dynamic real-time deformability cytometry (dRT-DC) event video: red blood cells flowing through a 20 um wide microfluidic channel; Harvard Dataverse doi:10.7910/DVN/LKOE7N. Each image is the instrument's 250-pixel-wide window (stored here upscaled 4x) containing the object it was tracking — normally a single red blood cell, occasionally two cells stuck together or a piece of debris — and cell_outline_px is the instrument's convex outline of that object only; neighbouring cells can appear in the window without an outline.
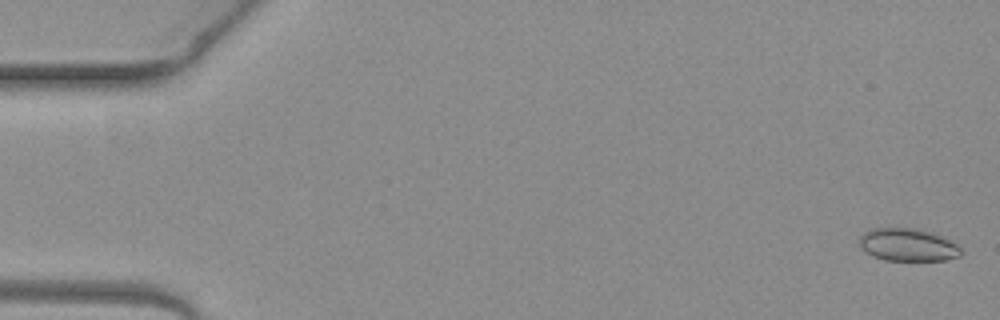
{"species": "common noctule bat (a hibernating species)", "species_latin": "Nyctalus noctula", "temperature_condition": "warm", "stored_images_in_passage": 5, "camera_frame_rate_fps": 3000, "um_per_image_px": 0.085, "animal": {"sex": "female", "body_mass_g": 19.3, "forearm_length_mm": 54.1}, "frame": {"image": 1, "passage_image": 1, "time_ms": 0.0, "image_size_px": [1000, 320], "cell_outline_px": [[960, 256], [944, 260], [884, 260], [872, 256], [860, 248], [860, 236], [864, 232], [872, 228], [920, 228], [944, 236], [956, 244], [960, 248]], "centroid_in_image_um": [77.15, 20.8], "position_along_channel_um": 7.8, "area_um2": 19.48}}
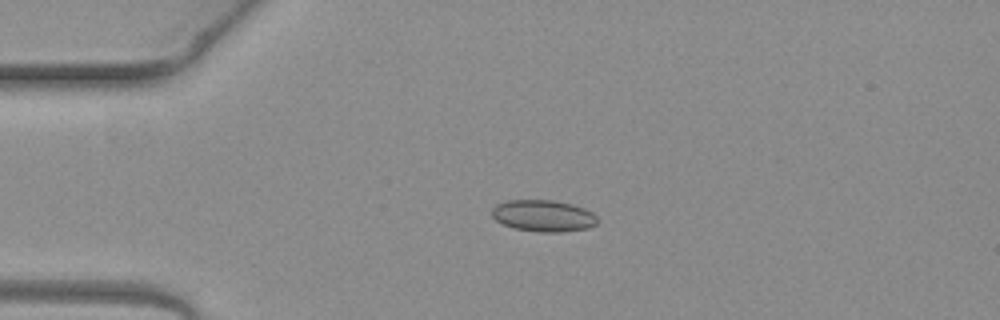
{"frame": {"image": 2, "passage_image": 4, "time_ms": 1.0, "image_size_px": [1000, 320], "cell_outline_px": [[600, 220], [596, 224], [588, 228], [560, 232], [540, 232], [516, 228], [504, 224], [496, 220], [492, 216], [492, 208], [496, 204], [508, 200], [552, 200], [572, 204], [584, 208], [592, 212]], "centroid_in_image_um": [46.21, 18.33], "position_along_channel_um": 38.8, "area_um2": 19.42}}